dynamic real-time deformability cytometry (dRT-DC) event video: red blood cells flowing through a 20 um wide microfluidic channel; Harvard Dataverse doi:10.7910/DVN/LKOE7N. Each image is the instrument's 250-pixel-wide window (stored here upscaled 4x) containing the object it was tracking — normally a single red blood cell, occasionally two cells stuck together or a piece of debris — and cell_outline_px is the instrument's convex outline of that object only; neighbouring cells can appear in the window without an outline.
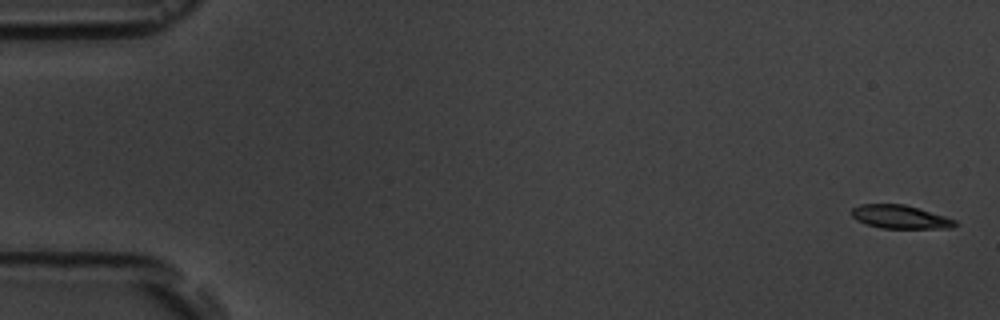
{"species": "common noctule bat (a hibernating species)", "species_latin": "Nyctalus noctula", "temperature_condition": "room temperature", "stored_images_in_passage": 6, "camera_frame_rate_fps": 3000, "um_per_image_px": 0.085, "animal": {"sex": "male", "body_mass_g": 19.5, "forearm_length_mm": 54.6}, "frame": {"image": 1, "passage_image": 1, "time_ms": 0.0, "image_size_px": [1000, 320], "cell_outline_px": [[960, 224], [952, 228], [880, 228], [856, 220], [852, 216], [852, 208], [860, 204], [904, 204], [920, 208], [956, 220]], "centroid_in_image_um": [76.54, 18.43], "position_along_channel_um": 8.5, "area_um2": 14.16}}
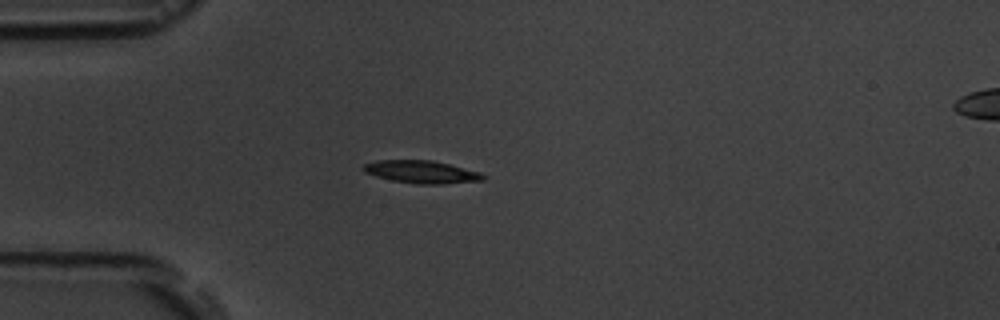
{"frame": {"image": 2, "passage_image": 5, "time_ms": 4.667, "image_size_px": [1000, 320], "cell_outline_px": [[488, 176], [484, 180], [440, 184], [416, 184], [392, 180], [376, 176], [364, 172], [360, 168], [364, 164], [376, 160], [432, 160], [480, 172]], "centroid_in_image_um": [35.81, 14.61], "position_along_channel_um": 49.2, "area_um2": 15.84}}